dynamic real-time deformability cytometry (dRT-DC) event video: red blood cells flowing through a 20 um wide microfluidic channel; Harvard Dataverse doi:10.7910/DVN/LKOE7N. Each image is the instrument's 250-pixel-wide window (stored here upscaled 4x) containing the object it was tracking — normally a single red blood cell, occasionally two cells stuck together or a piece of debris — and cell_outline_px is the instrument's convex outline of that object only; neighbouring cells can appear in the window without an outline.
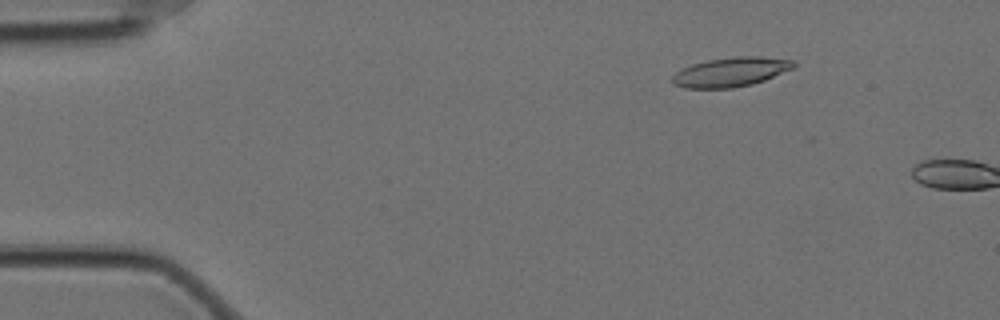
{"species": "Egyptian fruit bat (a non-hibernating species)", "species_latin": "Rousettus aegyptiacus", "temperature_condition": "cold", "stored_images_in_passage": 9, "camera_frame_rate_fps": 3000, "um_per_image_px": 0.085, "animal": {"sex": "female"}, "frame": {"image": 1, "passage_image": 7, "time_ms": 2.0, "image_size_px": [1000, 320], "cell_outline_px": [[796, 64], [792, 68], [764, 80], [752, 84], [732, 88], [684, 88], [672, 84], [672, 76], [676, 72], [692, 64], [708, 60], [736, 56], [760, 56], [792, 60]], "centroid_in_image_um": [62.08, 6.12], "position_along_channel_um": 22.9, "area_um2": 20.58}}